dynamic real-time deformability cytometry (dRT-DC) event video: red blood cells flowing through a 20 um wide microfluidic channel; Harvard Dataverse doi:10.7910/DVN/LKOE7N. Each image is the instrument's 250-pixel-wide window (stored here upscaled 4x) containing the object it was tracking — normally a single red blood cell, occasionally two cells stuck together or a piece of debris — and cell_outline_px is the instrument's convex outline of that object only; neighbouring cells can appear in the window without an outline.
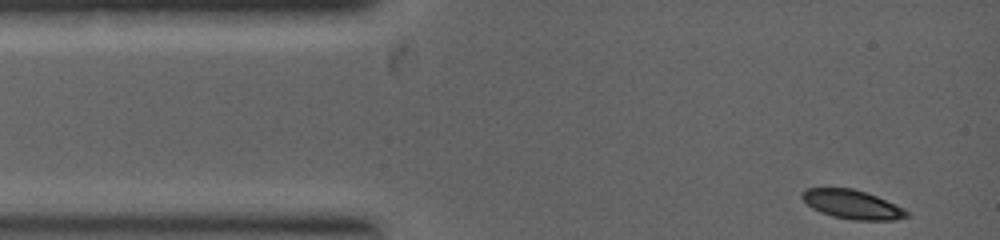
{"species": "common noctule bat (a hibernating species)", "species_latin": "Nyctalus noctula", "temperature_condition": "warm", "stored_images_in_passage": 12, "camera_frame_rate_fps": 5000, "um_per_image_px": 0.085, "animal": {"sex": "female", "body_mass_g": 19.0, "forearm_length_mm": 53.3}, "frame": {"image": 1, "passage_image": 1, "time_ms": 0.0, "image_size_px": [1000, 240], "cell_outline_px": [[908, 216], [896, 220], [852, 220], [832, 216], [820, 212], [812, 208], [800, 196], [808, 188], [852, 188], [876, 196], [904, 208], [908, 212]], "centroid_in_image_um": [72.44, 17.39], "position_along_channel_um": 12.6, "area_um2": 17.46}}
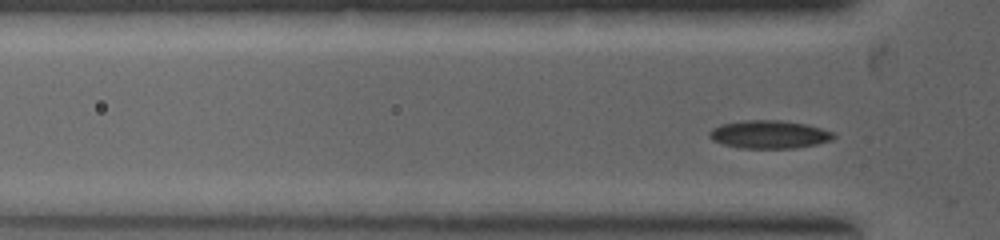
{"frame": {"image": 2, "passage_image": 12, "time_ms": 1.6, "image_size_px": [1000, 240], "cell_outline_px": [[836, 136], [832, 140], [816, 144], [796, 148], [740, 148], [724, 144], [712, 140], [708, 136], [708, 132], [712, 128], [720, 124], [744, 120], [780, 120], [808, 124], [832, 132]], "centroid_in_image_um": [65.36, 11.42], "position_along_channel_um": 60.4, "area_um2": 20.4}}